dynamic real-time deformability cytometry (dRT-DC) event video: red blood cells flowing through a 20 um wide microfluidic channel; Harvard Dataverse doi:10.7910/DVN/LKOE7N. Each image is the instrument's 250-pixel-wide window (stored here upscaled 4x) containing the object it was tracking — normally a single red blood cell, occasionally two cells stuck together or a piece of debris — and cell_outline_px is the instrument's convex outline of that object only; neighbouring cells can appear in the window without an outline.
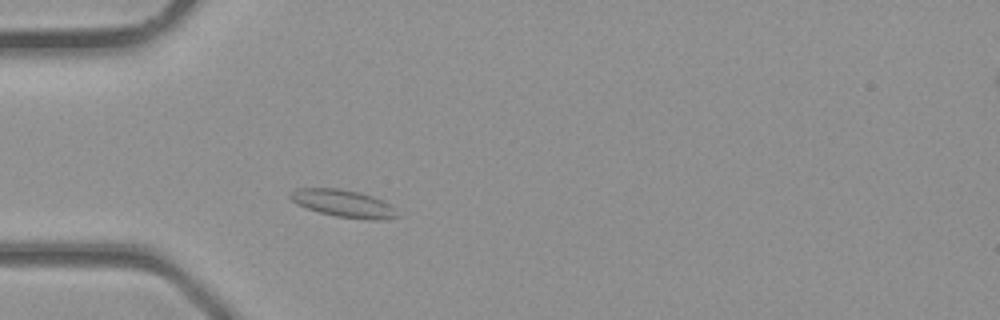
{"species": "common noctule bat (a hibernating species)", "species_latin": "Nyctalus noctula", "temperature_condition": "room temperature", "stored_images_in_passage": 32, "camera_frame_rate_fps": 3000, "um_per_image_px": 0.085, "animal": {"sex": "male", "body_mass_g": 23.1, "forearm_length_mm": 52.7}, "frame": {"image": 1, "passage_image": 5, "time_ms": 1.333, "image_size_px": [1000, 320], "cell_outline_px": [[400, 216], [384, 220], [368, 220], [336, 216], [320, 212], [296, 204], [288, 196], [288, 192], [296, 188], [340, 188], [360, 192], [384, 200], [392, 204]], "centroid_in_image_um": [29.22, 17.29], "position_along_channel_um": 55.8, "area_um2": 17.4}}
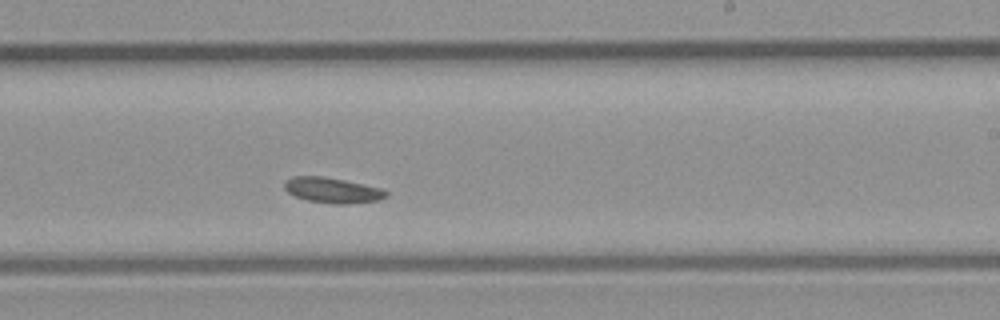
{"frame": {"image": 2, "passage_image": 17, "time_ms": 5.333, "image_size_px": [1000, 320], "cell_outline_px": [[388, 196], [380, 200], [348, 204], [336, 204], [308, 200], [296, 196], [288, 192], [284, 188], [284, 180], [292, 176], [324, 176], [344, 180], [380, 188], [388, 192]], "centroid_in_image_um": [28.25, 16.16], "position_along_channel_um": 260.7, "area_um2": 15.03}}
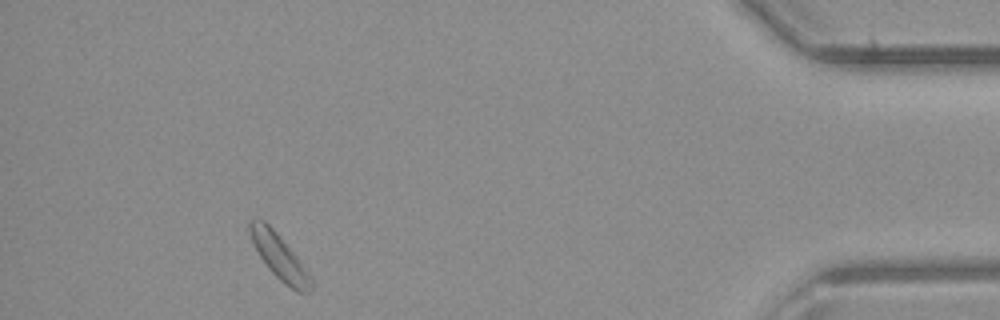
{"frame": {"image": 3, "passage_image": 29, "time_ms": 9.333, "image_size_px": [1000, 320], "cell_outline_px": [[312, 288], [308, 292], [296, 292], [280, 280], [268, 268], [260, 256], [252, 240], [248, 228], [248, 224], [252, 220], [264, 220], [280, 236], [296, 256], [308, 272], [312, 280]], "centroid_in_image_um": [23.75, 21.84], "position_along_channel_um": 411.4, "area_um2": 15.61}}